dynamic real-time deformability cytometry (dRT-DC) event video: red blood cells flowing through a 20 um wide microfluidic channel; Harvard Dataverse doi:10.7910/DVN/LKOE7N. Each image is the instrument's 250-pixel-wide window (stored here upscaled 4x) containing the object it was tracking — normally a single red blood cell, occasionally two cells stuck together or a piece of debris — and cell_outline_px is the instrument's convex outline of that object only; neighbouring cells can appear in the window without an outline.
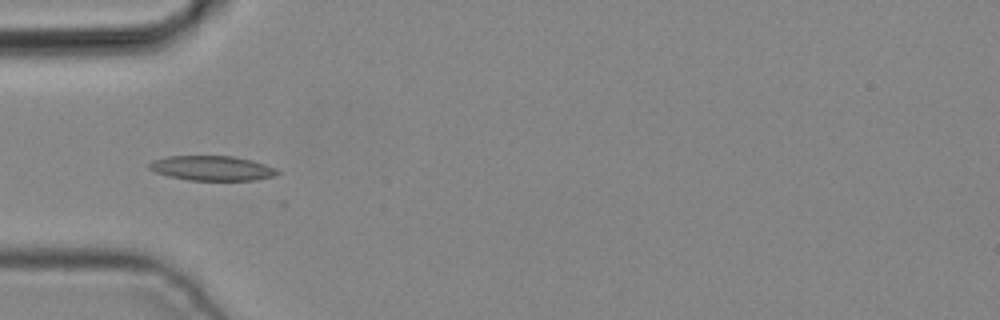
{"species": "common noctule bat (a hibernating species)", "species_latin": "Nyctalus noctula", "temperature_condition": "cold", "stored_images_in_passage": 4, "camera_frame_rate_fps": 3000, "um_per_image_px": 0.085, "animal": {"sex": "male", "body_mass_g": 19.2, "forearm_length_mm": 51.8}, "frame": {"image": 1, "passage_image": 3, "time_ms": 0.667, "image_size_px": [1000, 320], "cell_outline_px": [[280, 172], [276, 176], [256, 180], [188, 180], [168, 176], [156, 172], [148, 168], [148, 164], [152, 160], [168, 156], [232, 156], [252, 160], [276, 168]], "centroid_in_image_um": [18.03, 14.3], "position_along_channel_um": 67.0, "area_um2": 18.55}}
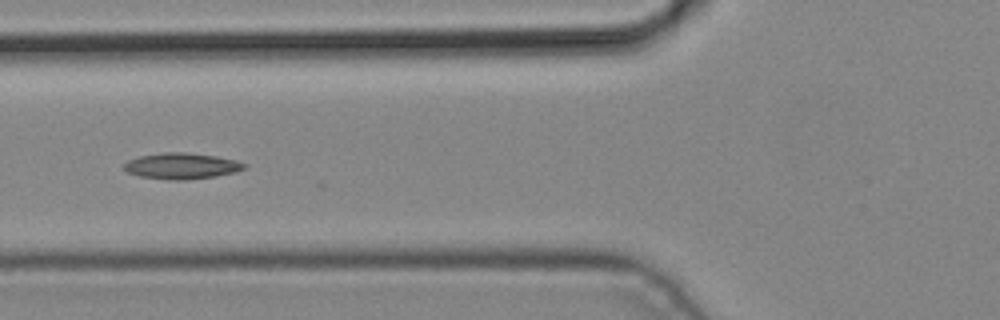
{"frame": {"image": 2, "passage_image": 4, "time_ms": 1.0, "image_size_px": [1000, 320], "cell_outline_px": [[248, 164], [244, 168], [236, 172], [216, 176], [184, 180], [168, 180], [140, 176], [128, 172], [124, 168], [124, 164], [128, 160], [140, 156], [164, 152], [188, 152], [216, 156], [236, 160]], "centroid_in_image_um": [15.46, 14.1], "position_along_channel_um": 110.3, "area_um2": 18.26}}